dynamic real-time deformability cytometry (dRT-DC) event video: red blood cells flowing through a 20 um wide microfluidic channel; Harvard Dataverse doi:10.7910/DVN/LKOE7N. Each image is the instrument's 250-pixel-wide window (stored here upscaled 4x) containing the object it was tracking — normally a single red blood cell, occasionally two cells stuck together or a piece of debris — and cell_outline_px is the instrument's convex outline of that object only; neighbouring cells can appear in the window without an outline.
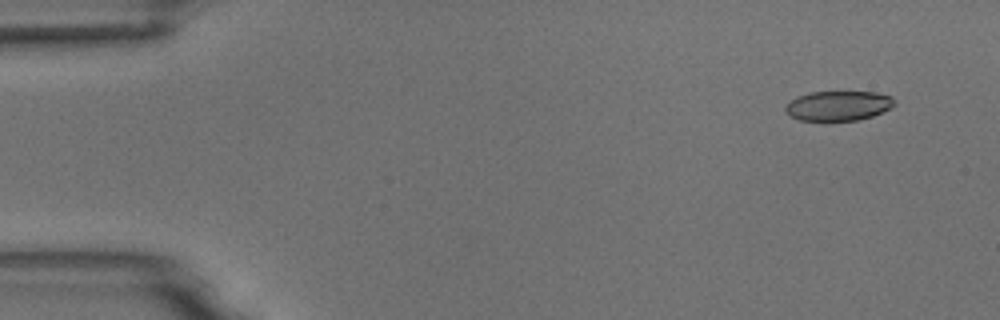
{"species": "common noctule bat (a hibernating species)", "species_latin": "Nyctalus noctula", "temperature_condition": "room temperature", "stored_images_in_passage": 5, "segment_of_instrument_passage": [1, 2], "camera_frame_rate_fps": 3000, "um_per_image_px": 0.085, "animal": {"sex": "male", "body_mass_g": 18.8}, "frame": {"image": 1, "passage_image": 1, "time_ms": 0.0, "image_size_px": [1000, 320], "cell_outline_px": [[896, 104], [872, 116], [856, 120], [800, 120], [784, 112], [784, 108], [796, 96], [808, 92], [876, 92], [892, 96], [896, 100]], "centroid_in_image_um": [71.25, 8.97], "position_along_channel_um": 13.7, "area_um2": 18.79}}
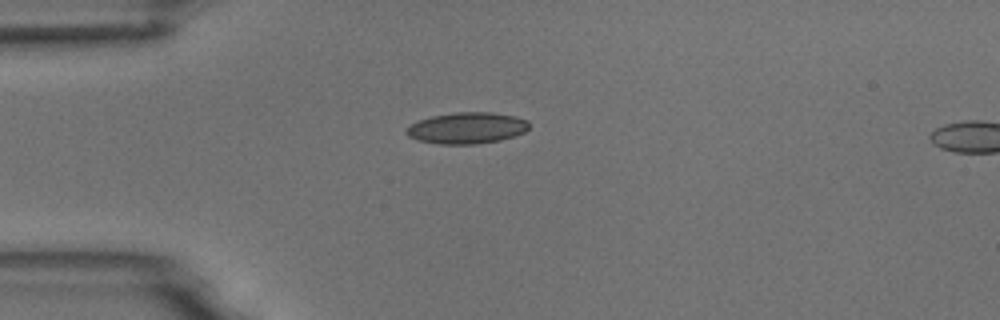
{"frame": {"image": 2, "passage_image": 4, "time_ms": 3.333, "image_size_px": [1000, 320], "cell_outline_px": [[528, 128], [524, 132], [500, 140], [476, 144], [440, 144], [416, 140], [408, 136], [404, 132], [412, 124], [420, 120], [432, 116], [456, 112], [492, 112], [516, 116], [528, 120]], "centroid_in_image_um": [39.69, 10.88], "position_along_channel_um": 45.3, "area_um2": 22.31}}